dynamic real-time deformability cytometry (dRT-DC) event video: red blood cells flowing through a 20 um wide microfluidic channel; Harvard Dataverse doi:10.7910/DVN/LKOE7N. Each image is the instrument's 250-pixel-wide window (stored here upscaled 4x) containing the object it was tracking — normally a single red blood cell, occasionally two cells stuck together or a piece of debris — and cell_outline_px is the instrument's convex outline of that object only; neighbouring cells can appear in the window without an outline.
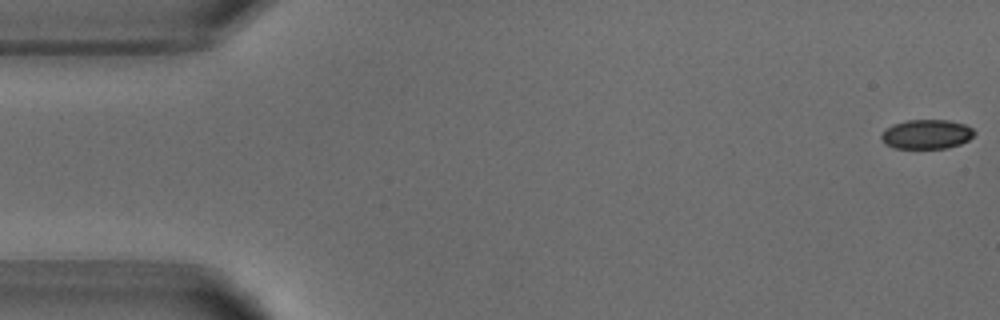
{"species": "common noctule bat (a hibernating species)", "species_latin": "Nyctalus noctula", "temperature_condition": "warm", "stored_images_in_passage": 52, "camera_frame_rate_fps": 3000, "um_per_image_px": 0.085, "animal": {"sex": "male", "body_mass_g": 18.8}, "frame": {"image": 1, "passage_image": 1, "time_ms": 0.0, "image_size_px": [1000, 320], "cell_outline_px": [[976, 132], [968, 140], [960, 144], [948, 148], [892, 148], [884, 144], [880, 136], [892, 124], [908, 120], [948, 120], [964, 124], [972, 128]], "centroid_in_image_um": [78.76, 11.41], "position_along_channel_um": 6.2, "area_um2": 15.9}}
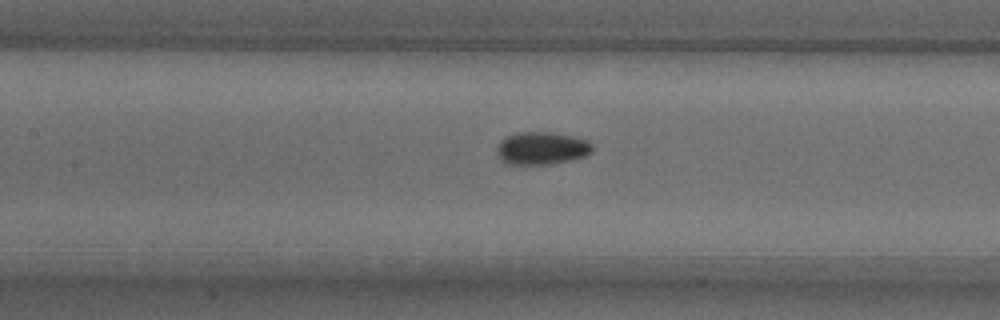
{"frame": {"image": 2, "passage_image": 23, "time_ms": 7.333, "image_size_px": [1000, 320], "cell_outline_px": [[592, 152], [584, 156], [572, 160], [548, 164], [508, 164], [500, 160], [496, 152], [496, 148], [500, 140], [508, 136], [520, 132], [548, 132], [572, 136], [588, 140], [592, 144]], "centroid_in_image_um": [46.03, 12.6], "position_along_channel_um": 161.4, "area_um2": 18.21}}
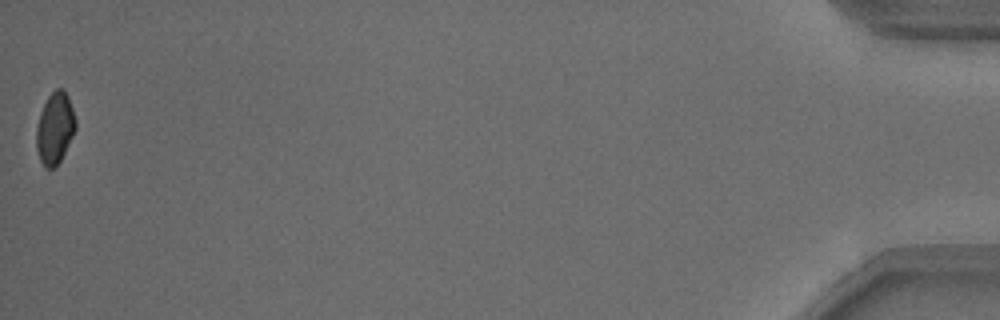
{"frame": {"image": 3, "passage_image": 52, "time_ms": 17.0, "image_size_px": [1000, 320], "cell_outline_px": [[76, 128], [60, 160], [52, 168], [44, 168], [40, 160], [36, 148], [36, 128], [40, 112], [48, 96], [56, 88], [64, 88], [68, 96], [76, 120]], "centroid_in_image_um": [4.65, 10.87], "position_along_channel_um": 430.5, "area_um2": 16.24}, "authors_computed_cell_mechanics": {"area_um2": 17.1088, "velocity_mm_per_s": 3.8445, "shape_relaxation_time_tau1_ms": null, "shape_relaxation_time_tau2_ms": 2.6989, "deformation_change_tau1": null, "deformation_change_tau2": 0.0589}}